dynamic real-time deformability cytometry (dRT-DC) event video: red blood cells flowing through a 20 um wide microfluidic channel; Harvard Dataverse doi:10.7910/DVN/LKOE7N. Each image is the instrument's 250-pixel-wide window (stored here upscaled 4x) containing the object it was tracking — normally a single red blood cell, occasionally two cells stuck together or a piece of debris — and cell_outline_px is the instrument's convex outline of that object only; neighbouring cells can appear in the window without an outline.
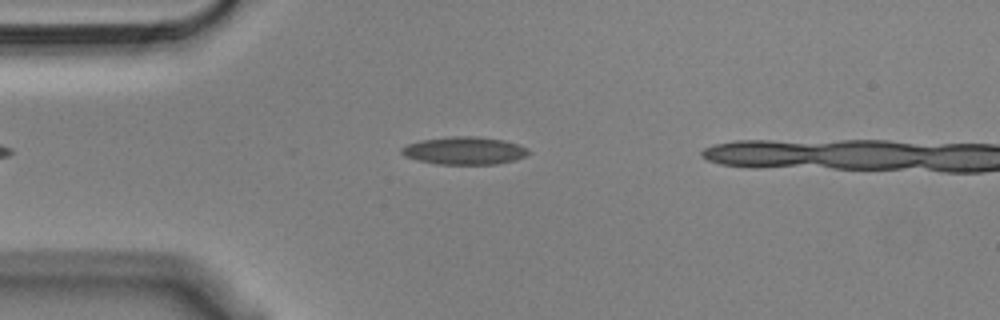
{"species": "Egyptian fruit bat (a non-hibernating species)", "species_latin": "Rousettus aegyptiacus", "temperature_condition": "cold", "stored_images_in_passage": 12, "camera_frame_rate_fps": 3000, "um_per_image_px": 0.085, "animal": {"sex": "male"}, "frame": {"image": 1, "passage_image": 10, "time_ms": 3.0, "image_size_px": [1000, 320], "cell_outline_px": [[532, 152], [516, 160], [496, 164], [436, 164], [404, 156], [400, 152], [400, 148], [408, 144], [420, 140], [448, 136], [476, 136], [504, 140], [528, 148]], "centroid_in_image_um": [39.47, 12.8], "position_along_channel_um": 45.5, "area_um2": 20.58}}